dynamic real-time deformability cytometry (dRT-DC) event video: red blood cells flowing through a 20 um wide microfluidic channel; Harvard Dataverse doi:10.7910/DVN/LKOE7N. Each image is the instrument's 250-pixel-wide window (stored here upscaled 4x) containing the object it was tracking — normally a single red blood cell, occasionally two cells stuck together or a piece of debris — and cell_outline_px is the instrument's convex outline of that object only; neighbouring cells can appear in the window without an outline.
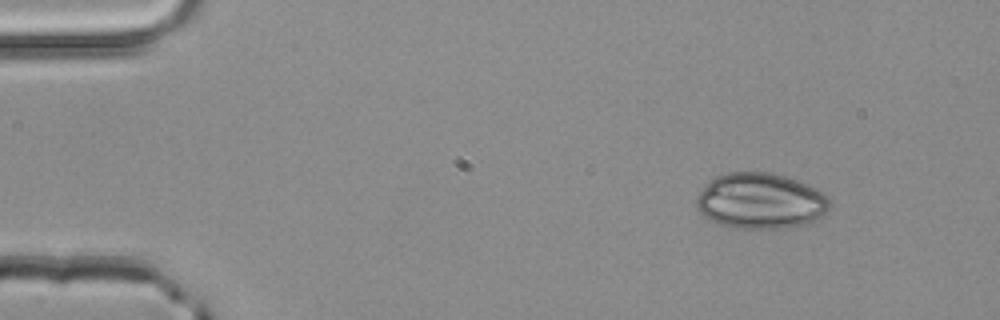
{"species": "common noctule bat (a hibernating species)", "species_latin": "Nyctalus noctula", "temperature_condition": "room temperature", "stored_images_in_passage": 2, "camera_frame_rate_fps": 3000, "um_per_image_px": 0.085, "animal": {"sex": "male", "body_mass_g": 20.4}, "frame": {"image": 1, "passage_image": 1, "time_ms": 0.0, "image_size_px": [1000, 320], "cell_outline_px": [[832, 204], [820, 216], [804, 224], [784, 228], [744, 228], [720, 224], [704, 216], [696, 208], [696, 196], [716, 176], [728, 172], [772, 172], [788, 176], [808, 184], [824, 192], [832, 200]], "centroid_in_image_um": [64.68, 17.06], "position_along_channel_um": 20.3, "area_um2": 43.23}}